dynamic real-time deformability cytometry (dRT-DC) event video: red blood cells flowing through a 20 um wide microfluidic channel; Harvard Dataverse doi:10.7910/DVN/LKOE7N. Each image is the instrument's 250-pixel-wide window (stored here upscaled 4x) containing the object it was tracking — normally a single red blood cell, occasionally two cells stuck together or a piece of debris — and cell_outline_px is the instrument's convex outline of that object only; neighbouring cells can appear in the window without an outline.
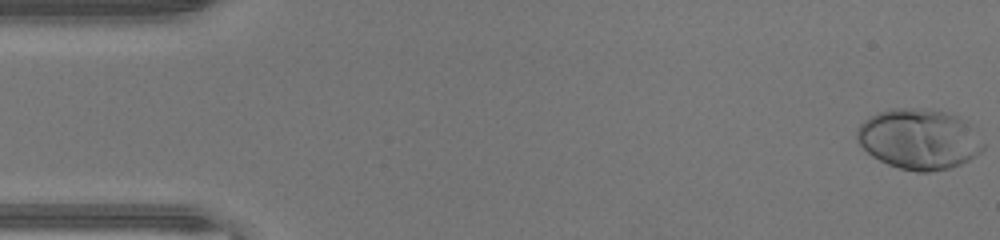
{"species": "human", "species_latin": "Homo sapiens", "temperature_condition": "warm", "stored_images_in_passage": 47, "camera_frame_rate_fps": 3000, "um_per_image_px": 0.085, "donor": {"sex": "male"}, "frame": {"image": 1, "passage_image": 1, "time_ms": 0.0, "image_size_px": [1000, 240], "cell_outline_px": [[984, 148], [980, 152], [968, 160], [960, 164], [948, 168], [928, 172], [916, 172], [900, 168], [888, 164], [872, 156], [856, 140], [856, 128], [864, 120], [880, 112], [892, 108], [920, 108], [944, 112], [968, 120], [984, 144]], "centroid_in_image_um": [78.12, 11.82], "position_along_channel_um": 6.9, "area_um2": 44.33}}
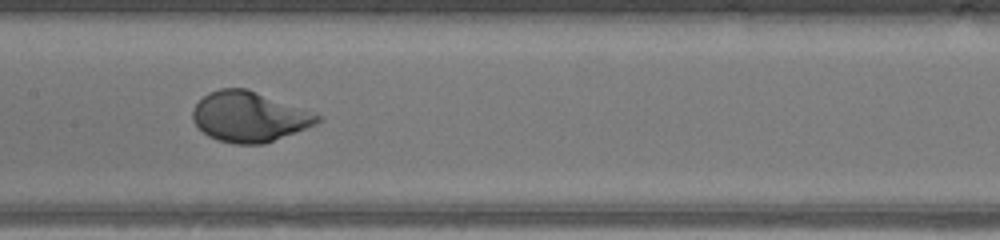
{"frame": {"image": 2, "passage_image": 23, "time_ms": 7.333, "image_size_px": [1000, 240], "cell_outline_px": [[324, 116], [316, 124], [264, 144], [232, 144], [216, 140], [208, 136], [192, 120], [192, 108], [208, 92], [220, 88], [248, 88]], "centroid_in_image_um": [21.17, 9.92], "position_along_channel_um": 186.2, "area_um2": 36.59}}
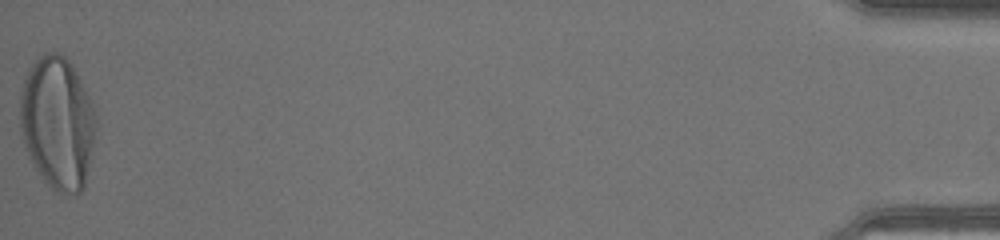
{"frame": {"image": 3, "passage_image": 47, "time_ms": 15.333, "image_size_px": [1000, 240], "cell_outline_px": [[100, 124], [84, 188], [80, 192], [64, 196], [56, 192], [36, 172], [32, 164], [24, 144], [20, 128], [20, 96], [24, 80], [28, 68], [44, 52], [56, 52], [64, 56], [68, 60], [76, 72], [92, 104]], "centroid_in_image_um": [4.92, 10.49], "position_along_channel_um": 430.3, "area_um2": 59.65}}